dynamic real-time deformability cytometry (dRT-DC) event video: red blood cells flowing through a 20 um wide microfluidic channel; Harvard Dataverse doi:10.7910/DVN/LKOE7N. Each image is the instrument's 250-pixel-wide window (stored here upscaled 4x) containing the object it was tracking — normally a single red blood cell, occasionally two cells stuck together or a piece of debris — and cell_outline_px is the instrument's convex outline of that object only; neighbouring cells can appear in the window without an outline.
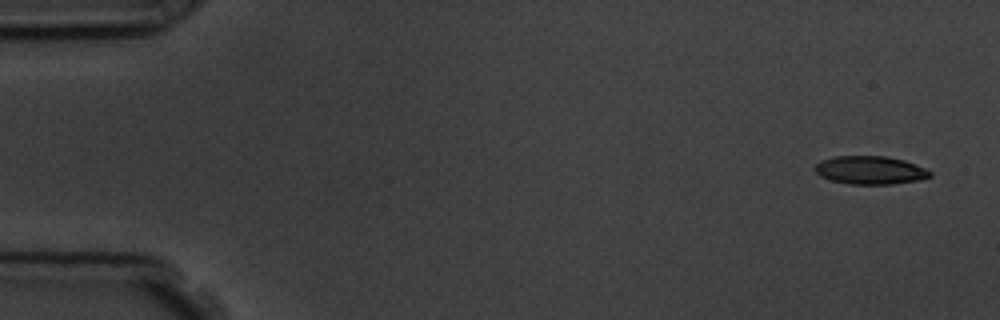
{"species": "common noctule bat (a hibernating species)", "species_latin": "Nyctalus noctula", "temperature_condition": "room temperature", "stored_images_in_passage": 5, "camera_frame_rate_fps": 3000, "um_per_image_px": 0.085, "animal": {"sex": "male", "body_mass_g": 19.5, "forearm_length_mm": 54.6}, "frame": {"image": 1, "passage_image": 1, "time_ms": 0.0, "image_size_px": [1000, 320], "cell_outline_px": [[932, 176], [916, 180], [892, 184], [848, 184], [832, 180], [820, 176], [812, 168], [820, 160], [832, 156], [884, 156], [904, 160], [924, 168], [932, 172]], "centroid_in_image_um": [73.91, 14.46], "position_along_channel_um": 11.1, "area_um2": 18.9}}
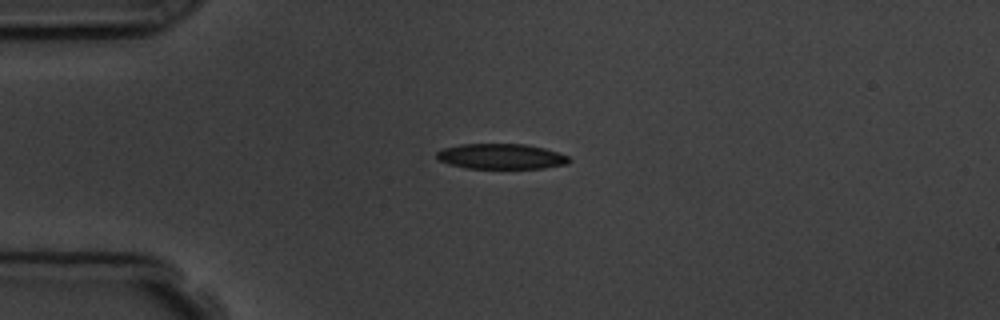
{"frame": {"image": 2, "passage_image": 4, "time_ms": 3.667, "image_size_px": [1000, 320], "cell_outline_px": [[572, 160], [568, 164], [544, 168], [464, 168], [448, 164], [440, 160], [436, 156], [436, 152], [444, 148], [460, 144], [524, 144], [544, 148], [568, 156]], "centroid_in_image_um": [42.6, 13.3], "position_along_channel_um": 42.4, "area_um2": 19.54}}